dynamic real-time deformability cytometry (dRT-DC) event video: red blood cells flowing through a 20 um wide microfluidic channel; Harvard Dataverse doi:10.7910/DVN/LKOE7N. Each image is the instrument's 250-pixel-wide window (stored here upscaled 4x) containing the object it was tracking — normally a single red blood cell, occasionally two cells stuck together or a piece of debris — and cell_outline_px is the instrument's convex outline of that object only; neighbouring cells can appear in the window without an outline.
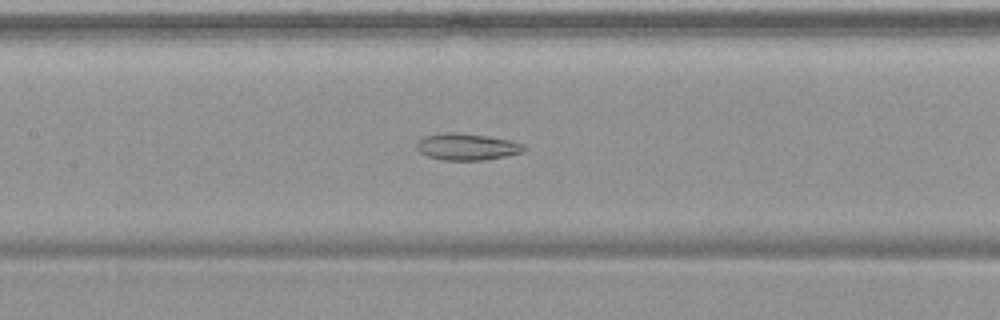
{"species": "common noctule bat (a hibernating species)", "species_latin": "Nyctalus noctula", "temperature_condition": "warm", "stored_images_in_passage": 54, "camera_frame_rate_fps": 3000, "um_per_image_px": 0.085, "animal": {"sex": "female", "body_mass_g": 19.9}, "frame": {"image": 1, "passage_image": 26, "time_ms": 8.333, "image_size_px": [1000, 320], "cell_outline_px": [[528, 148], [524, 152], [508, 156], [484, 160], [440, 160], [428, 156], [420, 152], [416, 148], [416, 144], [424, 136], [440, 132], [456, 132], [488, 136], [512, 140], [524, 144]], "centroid_in_image_um": [39.73, 12.47], "position_along_channel_um": 167.7, "area_um2": 17.05}}
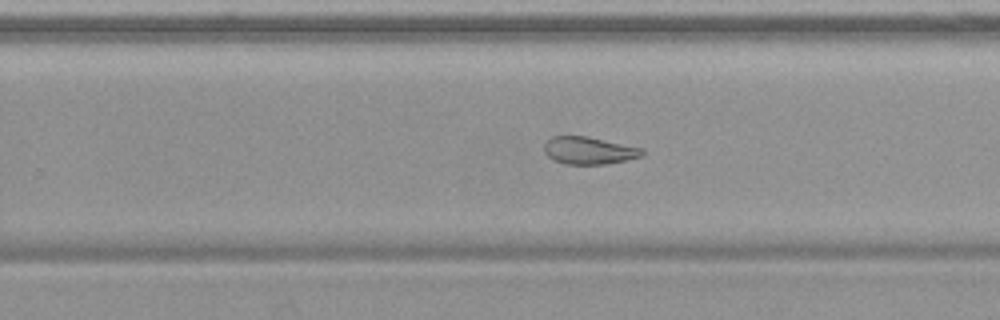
{"frame": {"image": 2, "passage_image": 35, "time_ms": 11.333, "image_size_px": [1000, 320], "cell_outline_px": [[644, 152], [640, 156], [624, 160], [604, 164], [564, 164], [552, 160], [544, 152], [544, 144], [552, 136], [588, 136], [644, 148]], "centroid_in_image_um": [50.03, 12.78], "position_along_channel_um": 279.8, "area_um2": 15.66}}
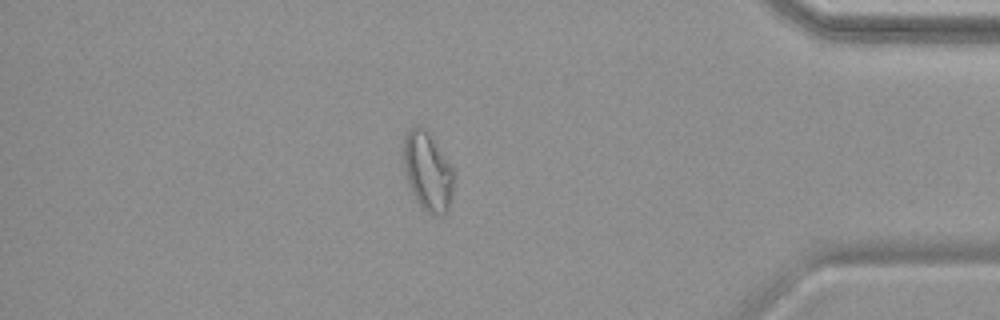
{"frame": {"image": 3, "passage_image": 47, "time_ms": 15.333, "image_size_px": [1000, 320], "cell_outline_px": [[452, 196], [448, 212], [444, 216], [432, 216], [424, 212], [416, 200], [412, 192], [404, 172], [400, 152], [400, 148], [404, 136], [408, 128], [416, 124], [420, 124], [432, 136], [452, 168]], "centroid_in_image_um": [36.28, 14.55], "position_along_channel_um": 398.9, "area_um2": 23.93}, "authors_computed_cell_mechanics": {"area_um2": 23.4668, "velocity_mm_per_s": 3.7608, "shape_relaxation_time_tau1_ms": null, "shape_relaxation_time_tau2_ms": 4.1506, "deformation_change_tau1": null, "deformation_change_tau2": 0.0961}}